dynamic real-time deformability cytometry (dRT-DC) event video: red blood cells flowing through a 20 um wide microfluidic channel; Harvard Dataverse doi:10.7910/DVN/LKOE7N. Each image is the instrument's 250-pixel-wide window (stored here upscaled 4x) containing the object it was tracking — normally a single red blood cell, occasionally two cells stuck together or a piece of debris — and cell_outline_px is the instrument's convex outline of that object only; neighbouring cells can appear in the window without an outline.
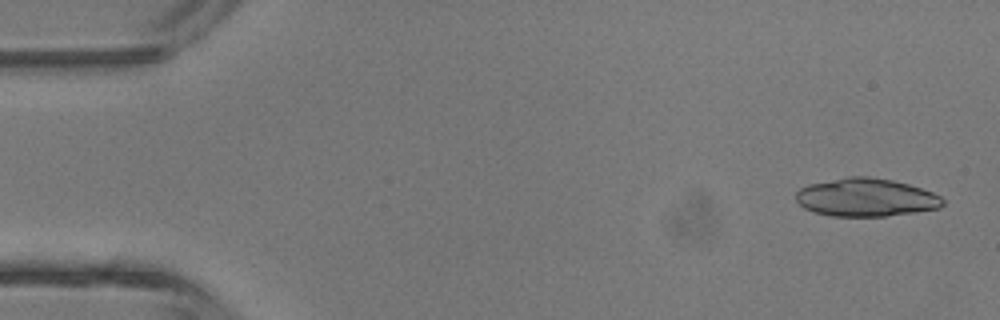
{"species": "common noctule bat (a hibernating species)", "species_latin": "Nyctalus noctula", "temperature_condition": "room temperature", "stored_images_in_passage": 4, "camera_frame_rate_fps": 3000, "um_per_image_px": 0.085, "animal": {"sex": "male", "body_mass_g": 13.3}, "frame": {"image": 1, "passage_image": 1, "time_ms": 0.0, "image_size_px": [1000, 320], "cell_outline_px": [[944, 204], [940, 208], [916, 212], [888, 216], [832, 216], [816, 212], [804, 208], [796, 200], [796, 192], [800, 188], [808, 184], [848, 176], [868, 176], [892, 180], [908, 184], [932, 192], [940, 196], [944, 200]], "centroid_in_image_um": [73.61, 16.78], "position_along_channel_um": 11.4, "area_um2": 32.66}}